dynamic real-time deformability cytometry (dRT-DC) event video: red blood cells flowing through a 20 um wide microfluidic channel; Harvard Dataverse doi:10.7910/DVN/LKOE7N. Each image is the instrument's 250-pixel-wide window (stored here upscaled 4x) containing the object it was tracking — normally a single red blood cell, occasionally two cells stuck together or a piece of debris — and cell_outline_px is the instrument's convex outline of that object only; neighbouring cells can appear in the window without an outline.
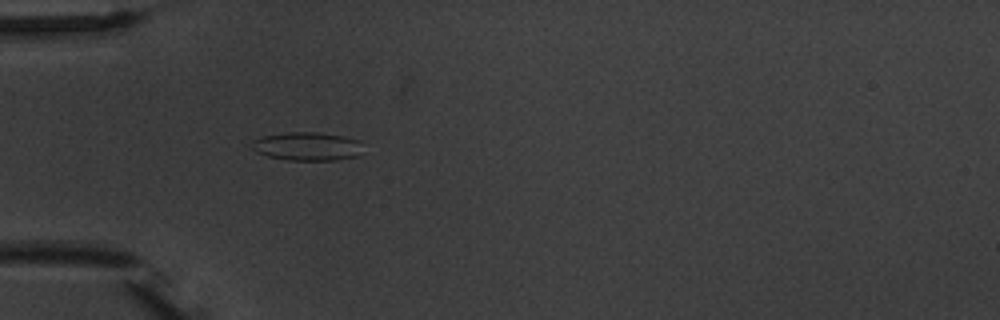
{"species": "common noctule bat (a hibernating species)", "species_latin": "Nyctalus noctula", "temperature_condition": "warm", "stored_images_in_passage": 5, "camera_frame_rate_fps": 3000, "um_per_image_px": 0.085, "animal": {"sex": "male", "body_mass_g": 20.1, "forearm_length_mm": 53.5}, "frame": {"image": 1, "passage_image": 5, "time_ms": 5.0, "image_size_px": [1000, 320], "cell_outline_px": [[360, 140], [356, 156], [336, 160], [288, 160], [268, 156], [256, 152], [252, 148], [252, 140], [264, 136], [288, 132], [316, 132], [344, 136]], "centroid_in_image_um": [26.06, 12.43], "position_along_channel_um": 58.9, "area_um2": 18.15}}